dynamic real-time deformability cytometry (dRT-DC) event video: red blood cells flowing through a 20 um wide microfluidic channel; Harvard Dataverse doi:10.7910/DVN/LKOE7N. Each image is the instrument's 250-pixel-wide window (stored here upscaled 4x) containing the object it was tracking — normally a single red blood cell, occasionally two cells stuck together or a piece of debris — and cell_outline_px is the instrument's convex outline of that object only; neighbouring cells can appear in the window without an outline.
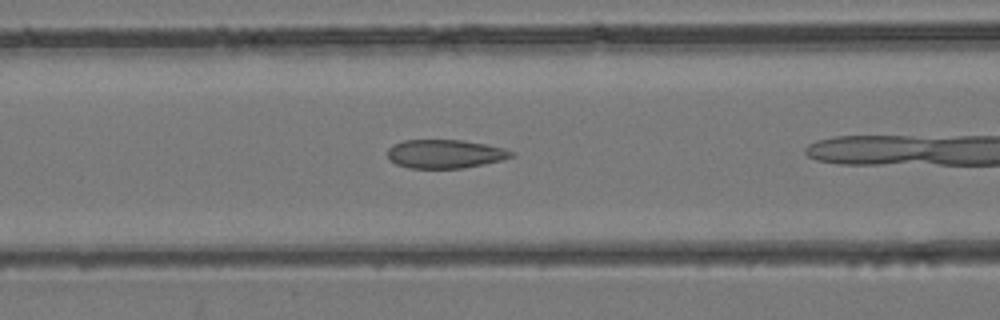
{"species": "common noctule bat (a hibernating species)", "species_latin": "Nyctalus noctula", "temperature_condition": "room temperature", "stored_images_in_passage": 13, "camera_frame_rate_fps": 3000, "um_per_image_px": 0.085, "animal": {"sex": "female", "body_mass_g": 24.6, "forearm_length_mm": 56.2}, "frame": {"image": 1, "passage_image": 10, "time_ms": 3.0, "image_size_px": [1000, 320], "cell_outline_px": [[516, 156], [484, 164], [464, 168], [408, 168], [396, 164], [388, 160], [388, 148], [392, 144], [404, 140], [464, 140], [504, 148], [516, 152]], "centroid_in_image_um": [37.83, 13.08], "position_along_channel_um": 128.8, "area_um2": 20.87}}